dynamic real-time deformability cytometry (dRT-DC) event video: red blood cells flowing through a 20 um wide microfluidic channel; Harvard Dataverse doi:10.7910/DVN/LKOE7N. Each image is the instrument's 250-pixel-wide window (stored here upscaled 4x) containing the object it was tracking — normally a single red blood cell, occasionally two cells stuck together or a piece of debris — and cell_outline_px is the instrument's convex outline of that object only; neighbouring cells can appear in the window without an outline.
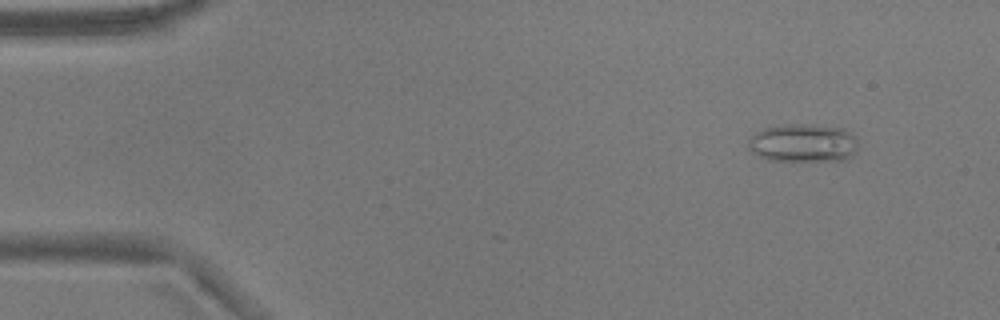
{"species": "common noctule bat (a hibernating species)", "species_latin": "Nyctalus noctula", "temperature_condition": "warm", "stored_images_in_passage": 54, "camera_frame_rate_fps": 3000, "um_per_image_px": 0.085, "animal": {"sex": "male", "body_mass_g": 17.9}, "frame": {"image": 1, "passage_image": 6, "time_ms": 1.667, "image_size_px": [1000, 320], "cell_outline_px": [[856, 152], [852, 156], [844, 160], [768, 160], [752, 152], [748, 148], [748, 140], [756, 132], [764, 128], [784, 124], [804, 124], [844, 128], [856, 136]], "centroid_in_image_um": [68.27, 12.15], "position_along_channel_um": 16.7, "area_um2": 24.45}}
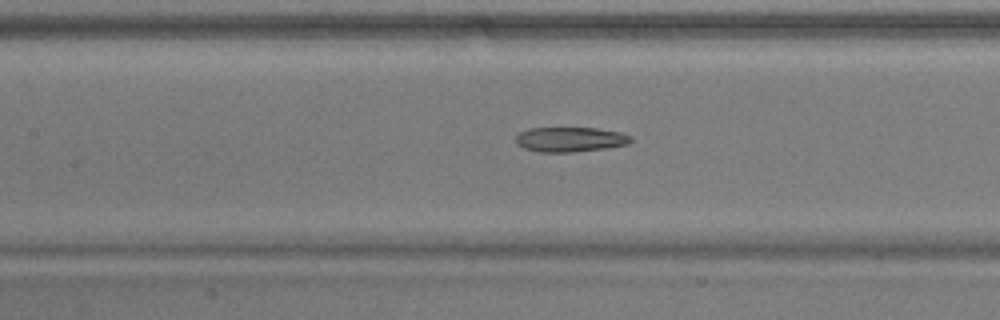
{"frame": {"image": 2, "passage_image": 25, "time_ms": 8.0, "image_size_px": [1000, 320], "cell_outline_px": [[632, 140], [628, 144], [608, 148], [572, 152], [540, 152], [524, 148], [516, 144], [516, 136], [520, 132], [528, 128], [596, 128], [620, 132], [632, 136]], "centroid_in_image_um": [48.47, 11.85], "position_along_channel_um": 158.9, "area_um2": 16.7}}
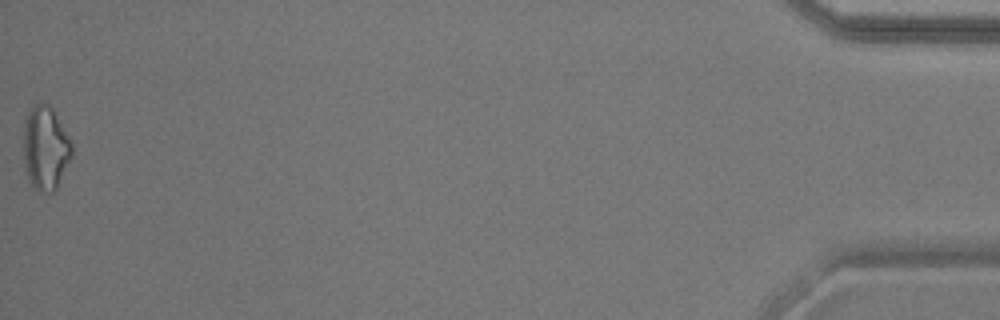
{"frame": {"image": 3, "passage_image": 54, "time_ms": 17.667, "image_size_px": [1000, 320], "cell_outline_px": [[72, 156], [56, 188], [52, 192], [44, 192], [36, 188], [28, 180], [24, 160], [24, 124], [28, 108], [36, 104], [48, 104], [52, 108], [72, 144]], "centroid_in_image_um": [3.85, 12.57], "position_along_channel_um": 431.4, "area_um2": 23.24}, "authors_computed_cell_mechanics": {"area_um2": 19.4497, "velocity_mm_per_s": 3.8156, "shape_relaxation_time_tau1_ms": null, "shape_relaxation_time_tau2_ms": 11.2034, "deformation_change_tau1": null, "deformation_change_tau2": 0.2242}}